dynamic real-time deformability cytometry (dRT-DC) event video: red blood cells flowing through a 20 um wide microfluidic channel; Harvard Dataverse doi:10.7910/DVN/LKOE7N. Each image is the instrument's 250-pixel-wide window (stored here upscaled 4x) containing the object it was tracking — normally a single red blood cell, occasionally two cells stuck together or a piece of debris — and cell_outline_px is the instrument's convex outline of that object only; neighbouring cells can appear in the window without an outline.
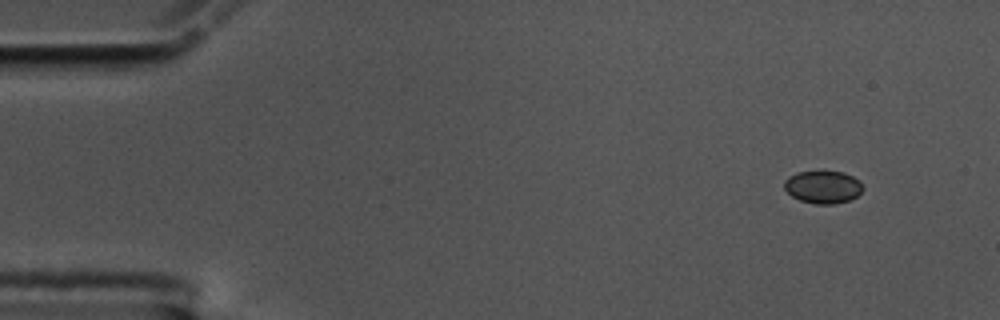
{"species": "common noctule bat (a hibernating species)", "species_latin": "Nyctalus noctula", "temperature_condition": "cold", "stored_images_in_passage": 11, "camera_frame_rate_fps": 3000, "um_per_image_px": 0.085, "animal": {"sex": "male", "body_mass_g": 17.5, "forearm_length_mm": 52.3}, "frame": {"image": 1, "passage_image": 1, "time_ms": 0.0, "image_size_px": [1000, 320], "cell_outline_px": [[864, 188], [856, 196], [848, 200], [832, 204], [816, 204], [800, 200], [792, 196], [784, 188], [784, 180], [788, 176], [796, 172], [820, 168], [844, 172], [860, 180]], "centroid_in_image_um": [69.93, 15.83], "position_along_channel_um": 15.1, "area_um2": 15.55}}